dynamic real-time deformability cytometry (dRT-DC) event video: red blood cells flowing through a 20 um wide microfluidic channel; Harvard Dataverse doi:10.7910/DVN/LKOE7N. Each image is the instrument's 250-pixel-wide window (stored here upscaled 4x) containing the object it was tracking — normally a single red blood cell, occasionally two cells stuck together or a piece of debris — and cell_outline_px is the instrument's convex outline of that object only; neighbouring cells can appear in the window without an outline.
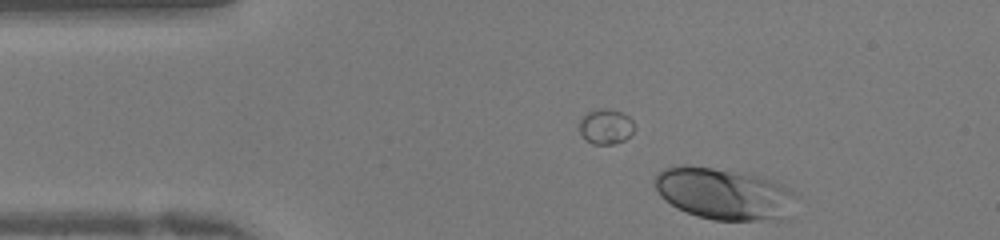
{"species": "human", "species_latin": "Homo sapiens", "temperature_condition": "warm", "stored_images_in_passage": 9, "camera_frame_rate_fps": 3000, "um_per_image_px": 0.085, "donor": {"sex": "female"}, "frame": {"image": 1, "passage_image": 9, "time_ms": 2.667, "image_size_px": [1000, 240], "cell_outline_px": [[800, 196], [792, 216], [784, 220], [712, 220], [696, 216], [676, 208], [664, 200], [660, 196], [656, 188], [656, 172], [664, 168], [680, 164], [684, 164], [744, 172], [772, 180], [780, 184]], "centroid_in_image_um": [61.6, 16.49], "position_along_channel_um": 23.4, "area_um2": 43.58}}